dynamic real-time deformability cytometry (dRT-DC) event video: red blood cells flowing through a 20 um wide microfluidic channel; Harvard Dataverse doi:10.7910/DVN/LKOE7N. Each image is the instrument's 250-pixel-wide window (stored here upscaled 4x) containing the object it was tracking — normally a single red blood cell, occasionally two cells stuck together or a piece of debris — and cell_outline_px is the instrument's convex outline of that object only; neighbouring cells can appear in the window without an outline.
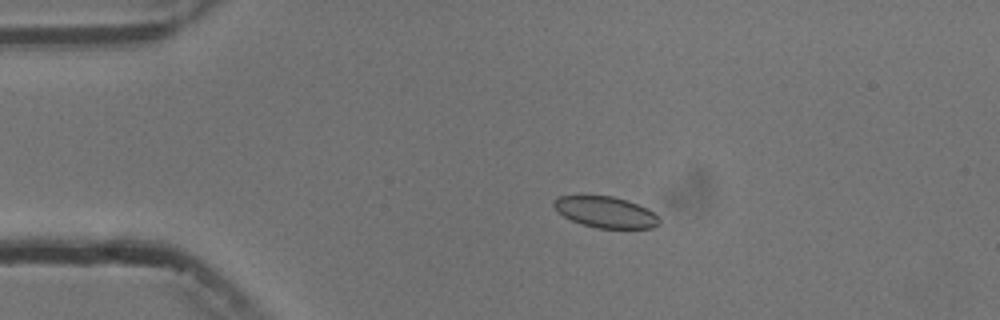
{"species": "common noctule bat (a hibernating species)", "species_latin": "Nyctalus noctula", "temperature_condition": "cold", "stored_images_in_passage": 5, "camera_frame_rate_fps": 3000, "um_per_image_px": 0.085, "animal": {"sex": "male", "body_mass_g": 13.3}, "frame": {"image": 1, "passage_image": 4, "time_ms": 3.333, "image_size_px": [1000, 320], "cell_outline_px": [[660, 224], [652, 228], [596, 228], [572, 220], [564, 216], [552, 204], [552, 200], [560, 196], [612, 196], [648, 208], [660, 220]], "centroid_in_image_um": [51.48, 18.03], "position_along_channel_um": 33.5, "area_um2": 18.79}}